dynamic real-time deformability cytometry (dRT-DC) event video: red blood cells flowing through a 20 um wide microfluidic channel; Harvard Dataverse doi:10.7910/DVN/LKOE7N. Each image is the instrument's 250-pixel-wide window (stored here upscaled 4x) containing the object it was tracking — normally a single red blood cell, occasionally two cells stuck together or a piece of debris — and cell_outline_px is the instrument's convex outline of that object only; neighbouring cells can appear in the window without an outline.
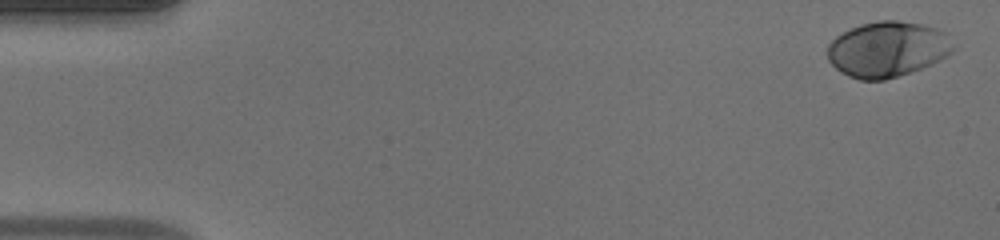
{"species": "human", "species_latin": "Homo sapiens", "temperature_condition": "warm", "stored_images_in_passage": 50, "camera_frame_rate_fps": 3000, "um_per_image_px": 0.085, "donor": {"sex": "male"}, "frame": {"image": 1, "passage_image": 1, "time_ms": 0.0, "image_size_px": [1000, 240], "cell_outline_px": [[956, 48], [952, 52], [932, 64], [912, 72], [884, 80], [860, 80], [848, 76], [840, 72], [828, 60], [828, 44], [836, 36], [860, 24], [880, 20], [896, 20], [920, 24], [936, 28], [944, 32]], "centroid_in_image_um": [75.43, 4.19], "position_along_channel_um": 9.6, "area_um2": 40.63}}
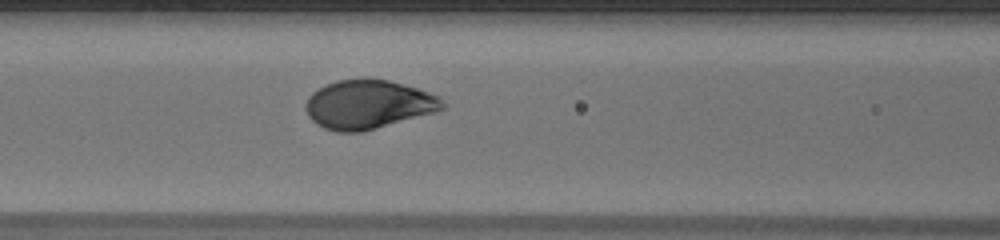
{"frame": {"image": 2, "passage_image": 21, "time_ms": 6.667, "image_size_px": [1000, 240], "cell_outline_px": [[448, 108], [436, 112], [360, 132], [336, 132], [324, 128], [316, 124], [308, 116], [304, 108], [304, 104], [308, 96], [312, 92], [324, 84], [336, 80], [364, 76], [388, 80], [416, 88], [440, 96], [448, 104]], "centroid_in_image_um": [31.29, 8.85], "position_along_channel_um": 135.3, "area_um2": 39.77}}
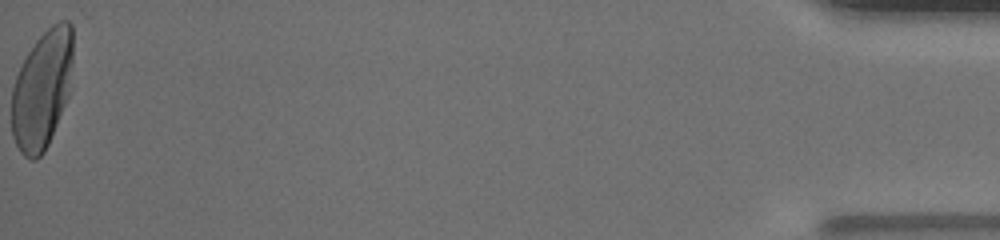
{"frame": {"image": 3, "passage_image": 50, "time_ms": 16.333, "image_size_px": [1000, 240], "cell_outline_px": [[72, 64], [68, 96], [48, 144], [44, 152], [36, 160], [32, 160], [24, 156], [20, 152], [12, 136], [12, 88], [16, 76], [28, 52], [36, 40], [52, 24], [60, 20], [68, 20], [72, 24]], "centroid_in_image_um": [3.57, 7.61], "position_along_channel_um": 431.6, "area_um2": 42.14}, "authors_computed_cell_mechanics": {"area_um2": 39.6797, "velocity_mm_per_s": 4.0981, "shape_relaxation_time_tau1_ms": 2.0379, "shape_relaxation_time_tau2_ms": null, "deformation_change_tau1": 0.1545, "deformation_change_tau2": null}}